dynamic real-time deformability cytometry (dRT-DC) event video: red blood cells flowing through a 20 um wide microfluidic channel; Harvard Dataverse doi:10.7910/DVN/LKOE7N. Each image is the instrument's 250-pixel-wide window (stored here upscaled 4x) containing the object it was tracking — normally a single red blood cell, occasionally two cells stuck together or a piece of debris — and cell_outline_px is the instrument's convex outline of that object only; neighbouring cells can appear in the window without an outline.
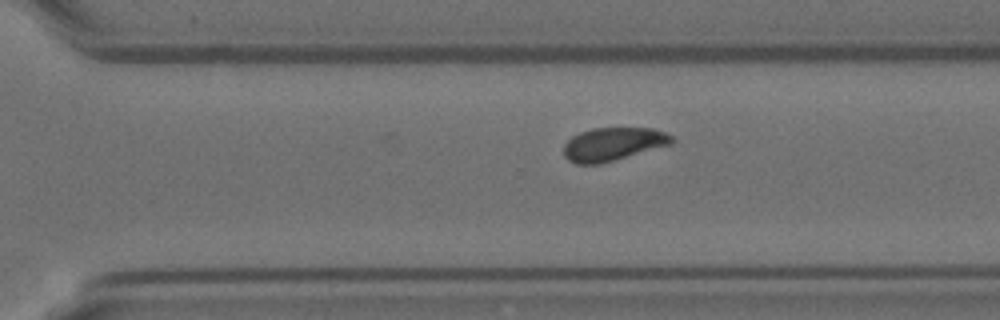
{"species": "Egyptian fruit bat (a non-hibernating species)", "species_latin": "Rousettus aegyptiacus", "temperature_condition": "room temperature", "stored_images_in_passage": 11, "camera_frame_rate_fps": 3000, "um_per_image_px": 0.085, "animal": {"sex": "female"}, "frame": {"image": 1, "passage_image": 11, "time_ms": 3.333, "image_size_px": [1000, 320], "cell_outline_px": [[676, 140], [672, 144], [600, 164], [576, 164], [568, 160], [564, 156], [564, 144], [572, 136], [580, 132], [592, 128], [652, 128], [664, 132], [672, 136]], "centroid_in_image_um": [52.11, 12.25], "position_along_channel_um": 318.5, "area_um2": 20.98}}